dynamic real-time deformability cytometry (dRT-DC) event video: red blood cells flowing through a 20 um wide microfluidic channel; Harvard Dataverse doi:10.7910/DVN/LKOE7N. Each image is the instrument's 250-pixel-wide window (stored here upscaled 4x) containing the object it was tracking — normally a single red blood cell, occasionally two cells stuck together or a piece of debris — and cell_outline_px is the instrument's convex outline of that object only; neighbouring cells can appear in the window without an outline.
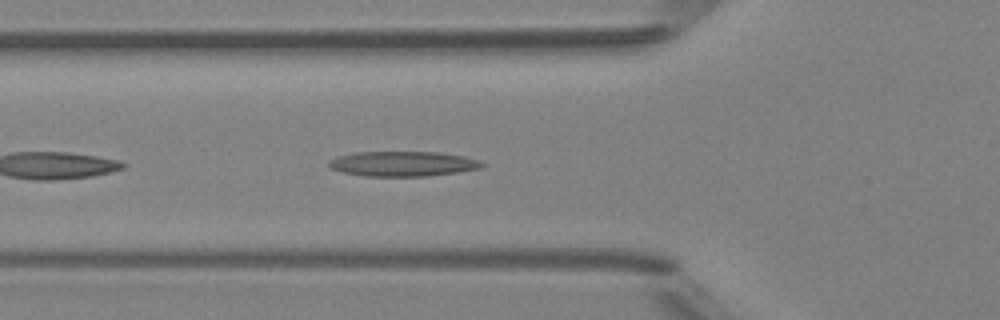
{"species": "Egyptian fruit bat (a non-hibernating species)", "species_latin": "Rousettus aegyptiacus", "temperature_condition": "room temperature", "stored_images_in_passage": 34, "camera_frame_rate_fps": 3000, "um_per_image_px": 0.085, "animal": {"sex": "female"}, "frame": {"image": 1, "passage_image": 4, "time_ms": 1.0, "image_size_px": [1000, 320], "cell_outline_px": [[484, 164], [480, 168], [456, 172], [428, 176], [364, 176], [344, 172], [332, 168], [328, 164], [328, 160], [336, 156], [352, 152], [436, 152], [464, 156], [480, 160]], "centroid_in_image_um": [34.21, 13.91], "position_along_channel_um": 91.6, "area_um2": 22.25}}
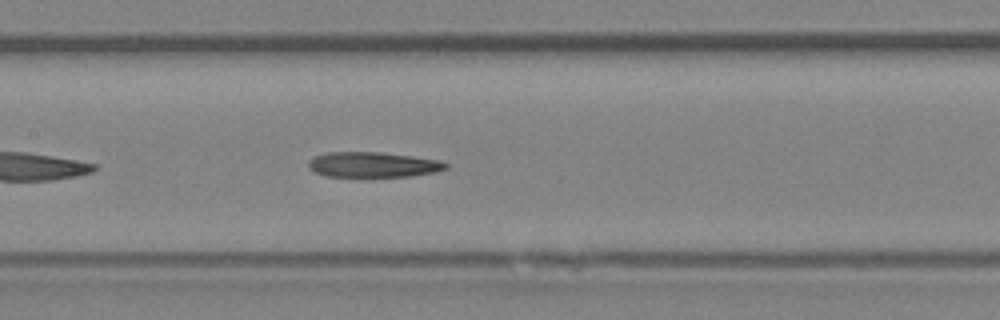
{"frame": {"image": 2, "passage_image": 10, "time_ms": 3.0, "image_size_px": [1000, 320], "cell_outline_px": [[448, 168], [436, 172], [408, 176], [368, 180], [324, 176], [308, 168], [308, 160], [324, 152], [380, 152], [412, 156], [440, 160], [448, 164]], "centroid_in_image_um": [31.67, 14.05], "position_along_channel_um": 175.7, "area_um2": 21.39}}
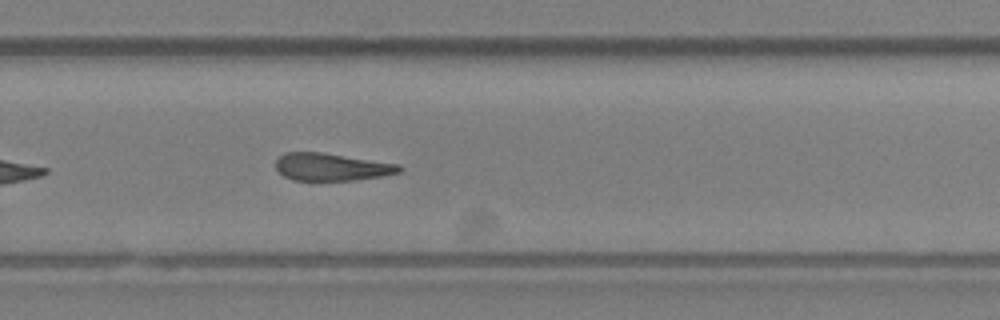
{"frame": {"image": 3, "passage_image": 19, "time_ms": 6.0, "image_size_px": [1000, 320], "cell_outline_px": [[404, 168], [400, 172], [380, 176], [356, 180], [292, 180], [284, 176], [276, 168], [276, 160], [284, 152], [320, 152], [400, 164]], "centroid_in_image_um": [28.19, 14.19], "position_along_channel_um": 301.6, "area_um2": 19.71}, "authors_computed_cell_mechanics": {"area_um2": 20.6057, "velocity_mm_per_s": 4.2177, "shape_relaxation_time_tau1_ms": null, "shape_relaxation_time_tau2_ms": 9.6781, "deformation_change_tau1": null, "deformation_change_tau2": 0.276}}